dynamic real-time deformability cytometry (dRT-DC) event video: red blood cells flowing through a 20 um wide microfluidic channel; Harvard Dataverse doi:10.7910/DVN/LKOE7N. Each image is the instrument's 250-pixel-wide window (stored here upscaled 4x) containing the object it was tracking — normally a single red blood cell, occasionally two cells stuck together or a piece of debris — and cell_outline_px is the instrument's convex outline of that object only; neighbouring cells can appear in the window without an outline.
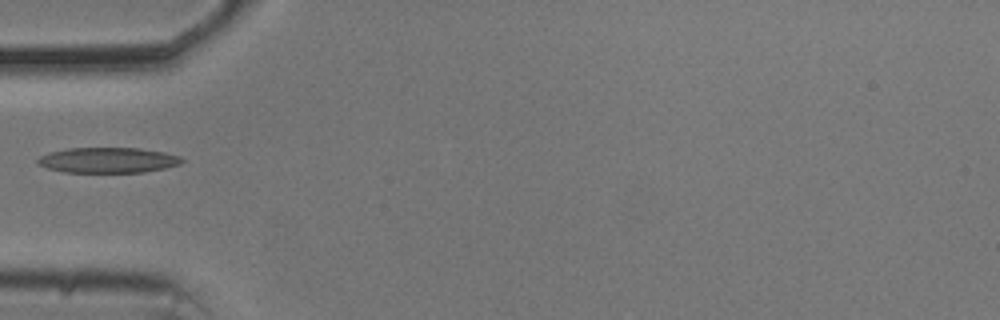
{"species": "common noctule bat (a hibernating species)", "species_latin": "Nyctalus noctula", "temperature_condition": "cold", "stored_images_in_passage": 10, "camera_frame_rate_fps": 3000, "um_per_image_px": 0.085, "animal": {"sex": "male", "body_mass_g": 20.5, "forearm_length_mm": 52.5}, "frame": {"image": 1, "passage_image": 1, "time_ms": 0.0, "image_size_px": [1000, 320], "cell_outline_px": [[184, 160], [180, 164], [164, 168], [144, 172], [64, 172], [48, 168], [36, 164], [36, 160], [40, 156], [52, 152], [68, 148], [140, 148], [164, 152], [180, 156]], "centroid_in_image_um": [9.18, 13.61], "position_along_channel_um": 75.8, "area_um2": 21.27}}
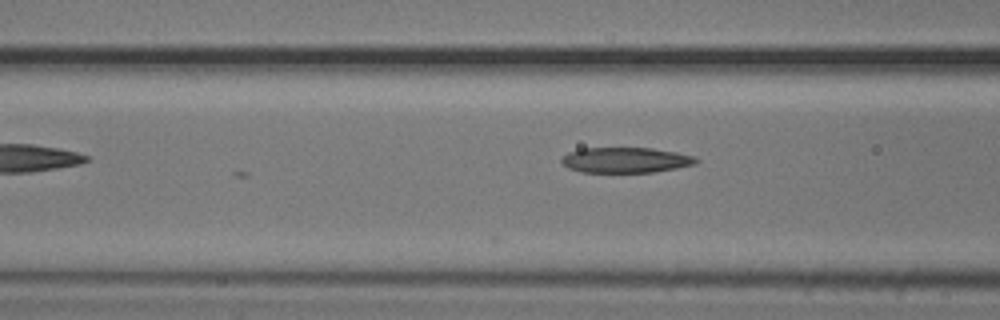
{"frame": {"image": 2, "passage_image": 4, "time_ms": 1.0, "image_size_px": [1000, 320], "cell_outline_px": [[700, 160], [696, 164], [676, 168], [652, 172], [580, 172], [568, 168], [560, 160], [568, 152], [580, 148], [652, 148], [676, 152], [696, 156]], "centroid_in_image_um": [53.2, 13.6], "position_along_channel_um": 113.4, "area_um2": 20.0}}
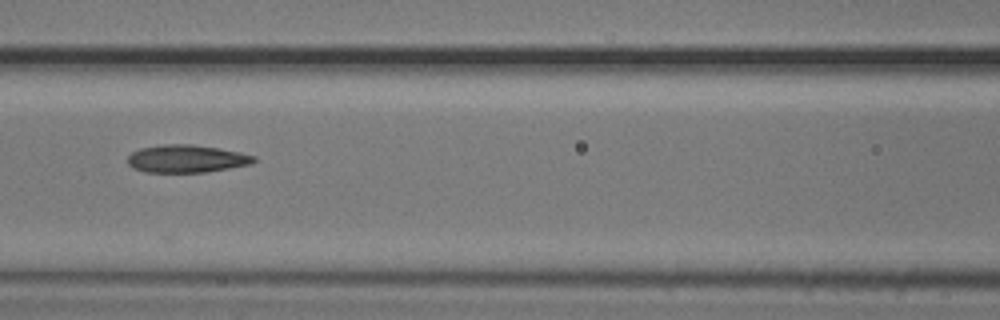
{"frame": {"image": 3, "passage_image": 7, "time_ms": 2.0, "image_size_px": [1000, 320], "cell_outline_px": [[256, 160], [252, 164], [204, 172], [144, 172], [132, 168], [128, 164], [128, 156], [132, 152], [140, 148], [164, 144], [192, 144], [240, 152], [256, 156]], "centroid_in_image_um": [15.84, 13.49], "position_along_channel_um": 150.8, "area_um2": 20.35}}